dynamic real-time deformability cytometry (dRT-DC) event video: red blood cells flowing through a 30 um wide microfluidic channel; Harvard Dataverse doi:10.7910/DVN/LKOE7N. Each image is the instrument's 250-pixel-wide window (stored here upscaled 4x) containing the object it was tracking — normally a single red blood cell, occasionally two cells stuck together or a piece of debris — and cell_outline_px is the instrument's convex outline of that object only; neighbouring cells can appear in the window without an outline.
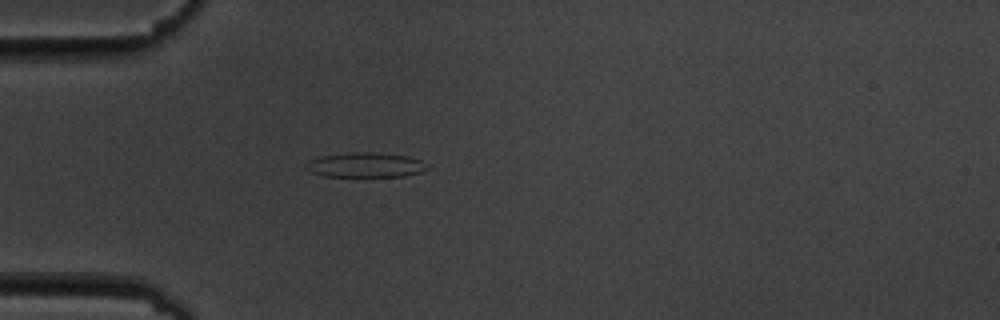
{"species": "common noctule bat (a hibernating species)", "species_latin": "Nyctalus noctula", "temperature_condition": "cold", "stored_images_in_passage": 6, "camera_frame_rate_fps": 3000, "um_per_image_px": 0.085, "animal": {"sex": "male", "body_mass_g": 19.5, "forearm_length_mm": 54.6}, "frame": {"image": 1, "passage_image": 2, "time_ms": 0.333, "image_size_px": [1000, 320], "cell_outline_px": [[432, 168], [420, 172], [404, 176], [324, 176], [308, 172], [304, 168], [304, 164], [320, 156], [348, 152], [380, 152], [408, 156], [420, 160], [428, 164]], "centroid_in_image_um": [31.07, 14.01], "position_along_channel_um": 53.9, "area_um2": 17.8}}